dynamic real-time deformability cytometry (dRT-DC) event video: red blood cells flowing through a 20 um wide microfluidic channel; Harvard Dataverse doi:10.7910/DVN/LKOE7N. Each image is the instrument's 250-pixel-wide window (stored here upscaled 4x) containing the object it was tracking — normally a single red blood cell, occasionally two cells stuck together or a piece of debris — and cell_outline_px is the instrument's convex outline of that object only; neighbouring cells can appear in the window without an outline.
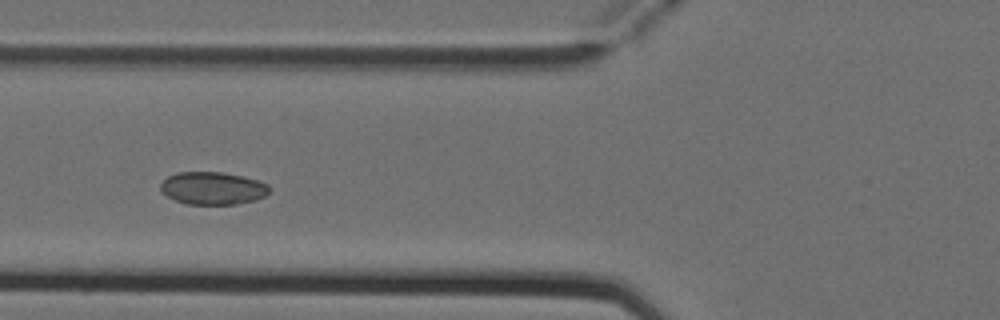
{"species": "Egyptian fruit bat (a non-hibernating species)", "species_latin": "Rousettus aegyptiacus", "temperature_condition": "cold", "stored_images_in_passage": 7, "camera_frame_rate_fps": 3000, "um_per_image_px": 0.085, "animal": {"sex": "female"}, "frame": {"image": 1, "passage_image": 5, "time_ms": 1.333, "image_size_px": [1000, 320], "cell_outline_px": [[272, 192], [256, 200], [236, 204], [184, 204], [160, 192], [160, 184], [168, 176], [176, 172], [224, 172], [256, 180], [268, 184], [272, 188]], "centroid_in_image_um": [18.1, 16.0], "position_along_channel_um": 107.7, "area_um2": 20.87}}
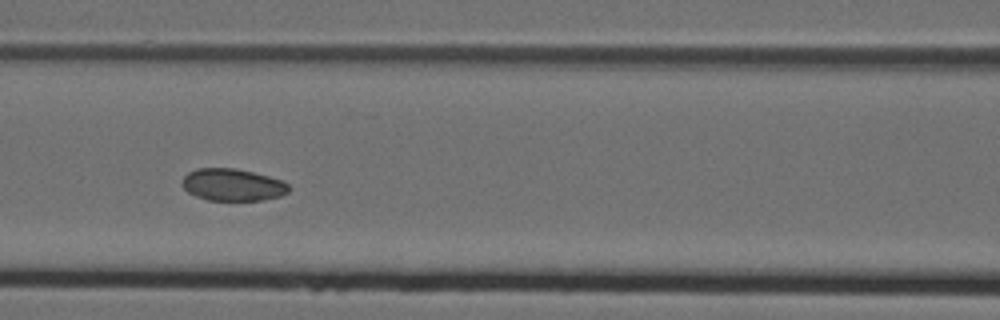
{"frame": {"image": 2, "passage_image": 6, "time_ms": 1.667, "image_size_px": [1000, 320], "cell_outline_px": [[292, 188], [288, 192], [280, 196], [264, 200], [208, 200], [196, 196], [188, 192], [184, 188], [184, 176], [188, 172], [196, 168], [236, 168], [268, 176], [280, 180], [288, 184]], "centroid_in_image_um": [19.8, 15.71], "position_along_channel_um": 146.8, "area_um2": 19.88}}
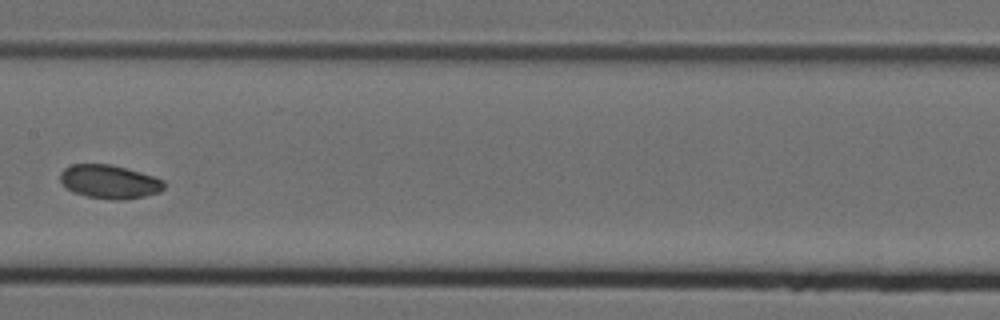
{"frame": {"image": 3, "passage_image": 7, "time_ms": 2.0, "image_size_px": [1000, 320], "cell_outline_px": [[164, 188], [160, 192], [144, 196], [124, 200], [112, 200], [88, 196], [72, 192], [60, 180], [60, 172], [64, 168], [72, 164], [112, 164], [140, 172], [164, 180]], "centroid_in_image_um": [9.3, 15.44], "position_along_channel_um": 198.1, "area_um2": 20.35}}